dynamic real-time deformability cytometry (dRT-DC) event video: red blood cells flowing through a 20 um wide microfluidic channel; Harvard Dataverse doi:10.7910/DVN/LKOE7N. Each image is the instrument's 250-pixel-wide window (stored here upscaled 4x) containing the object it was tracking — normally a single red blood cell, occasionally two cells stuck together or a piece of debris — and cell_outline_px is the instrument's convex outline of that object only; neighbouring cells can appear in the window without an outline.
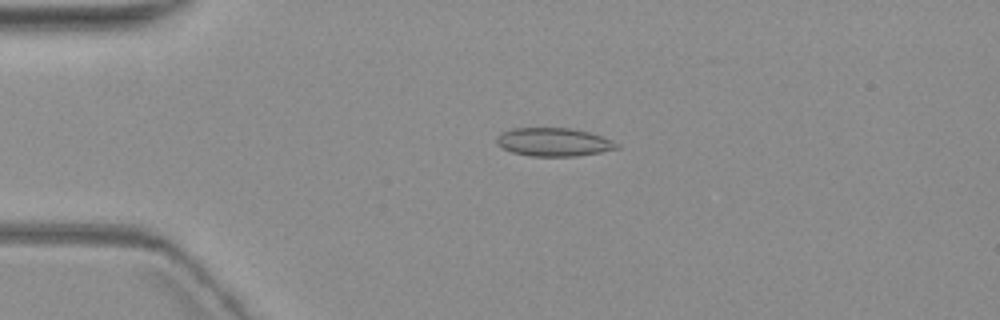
{"species": "common noctule bat (a hibernating species)", "species_latin": "Nyctalus noctula", "temperature_condition": "warm", "stored_images_in_passage": 5, "camera_frame_rate_fps": 3000, "um_per_image_px": 0.085, "animal": {"sex": "female", "body_mass_g": 19.3, "forearm_length_mm": 54.1}, "frame": {"image": 1, "passage_image": 4, "time_ms": 3.667, "image_size_px": [1000, 320], "cell_outline_px": [[620, 148], [600, 152], [576, 156], [528, 156], [512, 152], [496, 144], [496, 140], [500, 132], [512, 128], [568, 128], [588, 132], [612, 140], [620, 144]], "centroid_in_image_um": [47.05, 12.08], "position_along_channel_um": 38.0, "area_um2": 19.83}}